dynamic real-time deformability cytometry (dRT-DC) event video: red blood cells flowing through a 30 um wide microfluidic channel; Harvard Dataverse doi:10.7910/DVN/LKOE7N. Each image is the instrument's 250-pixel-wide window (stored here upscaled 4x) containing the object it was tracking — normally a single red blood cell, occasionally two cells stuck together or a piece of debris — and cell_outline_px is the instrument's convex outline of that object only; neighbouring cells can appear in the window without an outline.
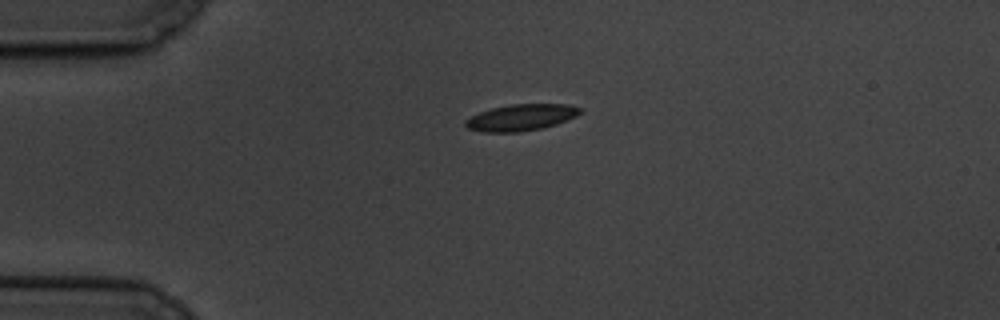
{"species": "common noctule bat (a hibernating species)", "species_latin": "Nyctalus noctula", "temperature_condition": "cold", "stored_images_in_passage": 2, "camera_frame_rate_fps": 3000, "um_per_image_px": 0.085, "animal": {"sex": "male", "body_mass_g": 19.5, "forearm_length_mm": 54.6}, "frame": {"image": 1, "passage_image": 1, "time_ms": 0.0, "image_size_px": [1000, 320], "cell_outline_px": [[584, 112], [568, 120], [556, 124], [540, 128], [520, 132], [480, 132], [468, 128], [464, 124], [464, 120], [480, 112], [492, 108], [512, 104], [568, 104], [584, 108]], "centroid_in_image_um": [44.33, 9.98], "position_along_channel_um": 40.7, "area_um2": 17.8}}